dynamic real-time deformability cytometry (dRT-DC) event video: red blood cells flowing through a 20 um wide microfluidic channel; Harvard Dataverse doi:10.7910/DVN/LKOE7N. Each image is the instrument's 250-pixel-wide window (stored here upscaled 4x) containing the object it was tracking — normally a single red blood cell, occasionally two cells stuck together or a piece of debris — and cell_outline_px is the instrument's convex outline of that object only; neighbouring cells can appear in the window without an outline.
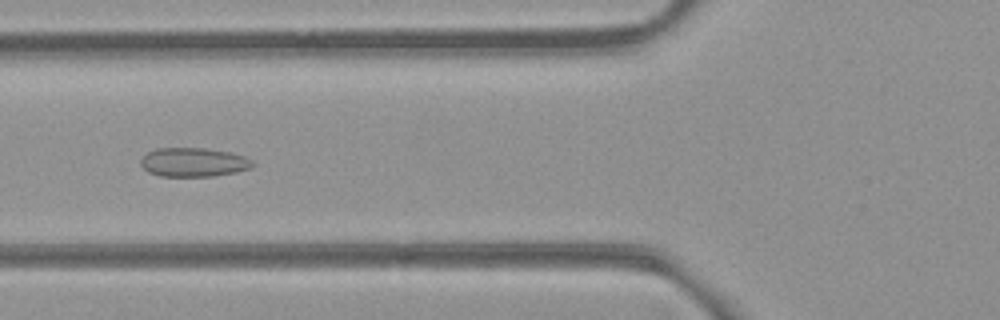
{"species": "common noctule bat (a hibernating species)", "species_latin": "Nyctalus noctula", "temperature_condition": "room temperature", "stored_images_in_passage": 14, "camera_frame_rate_fps": 3000, "um_per_image_px": 0.085, "animal": {"sex": "female", "body_mass_g": 21.9}, "frame": {"image": 1, "passage_image": 5, "time_ms": 1.333, "image_size_px": [1000, 320], "cell_outline_px": [[256, 164], [252, 168], [236, 172], [212, 176], [160, 176], [148, 172], [140, 164], [140, 160], [148, 152], [156, 148], [204, 148], [228, 152], [244, 156], [252, 160]], "centroid_in_image_um": [16.46, 13.79], "position_along_channel_um": 109.3, "area_um2": 18.9}}
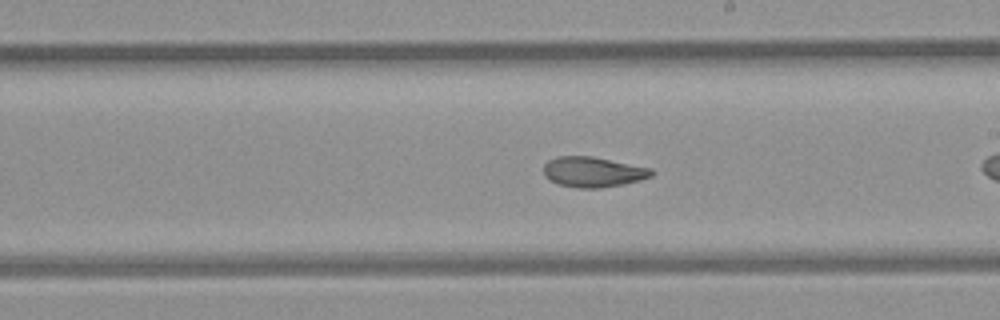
{"frame": {"image": 2, "passage_image": 12, "time_ms": 3.667, "image_size_px": [1000, 320], "cell_outline_px": [[652, 176], [640, 180], [624, 184], [600, 188], [576, 188], [556, 184], [548, 180], [544, 176], [544, 164], [548, 160], [560, 156], [592, 156], [652, 168]], "centroid_in_image_um": [50.38, 14.62], "position_along_channel_um": 238.6, "area_um2": 19.19}}